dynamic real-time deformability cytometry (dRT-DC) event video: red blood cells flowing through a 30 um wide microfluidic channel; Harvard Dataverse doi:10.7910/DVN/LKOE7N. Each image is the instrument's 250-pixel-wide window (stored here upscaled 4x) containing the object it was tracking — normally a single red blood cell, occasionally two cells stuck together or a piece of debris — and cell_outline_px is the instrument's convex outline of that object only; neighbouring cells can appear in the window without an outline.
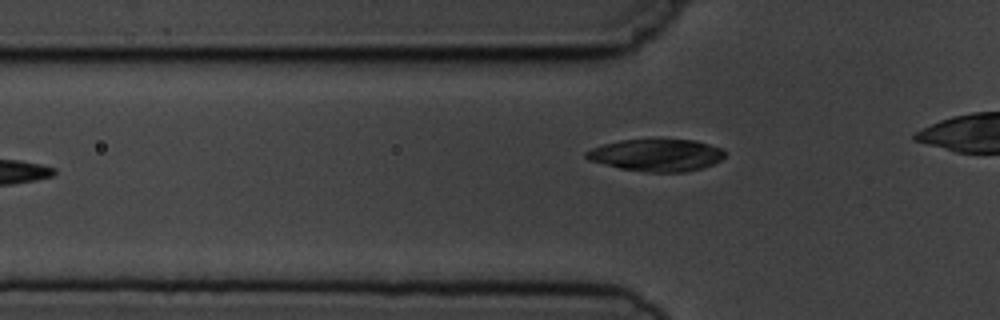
{"species": "common noctule bat (a hibernating species)", "species_latin": "Nyctalus noctula", "temperature_condition": "cold", "stored_images_in_passage": 6, "camera_frame_rate_fps": 3000, "um_per_image_px": 0.085, "animal": {"sex": "male", "body_mass_g": 19.5, "forearm_length_mm": 54.6}, "frame": {"image": 1, "passage_image": 5, "time_ms": 5.333, "image_size_px": [1000, 320], "cell_outline_px": [[724, 156], [720, 160], [704, 168], [684, 172], [648, 172], [620, 168], [588, 160], [584, 156], [584, 152], [592, 148], [604, 144], [620, 140], [696, 140], [720, 148], [724, 152]], "centroid_in_image_um": [55.78, 13.19], "position_along_channel_um": 70.0, "area_um2": 25.78}}